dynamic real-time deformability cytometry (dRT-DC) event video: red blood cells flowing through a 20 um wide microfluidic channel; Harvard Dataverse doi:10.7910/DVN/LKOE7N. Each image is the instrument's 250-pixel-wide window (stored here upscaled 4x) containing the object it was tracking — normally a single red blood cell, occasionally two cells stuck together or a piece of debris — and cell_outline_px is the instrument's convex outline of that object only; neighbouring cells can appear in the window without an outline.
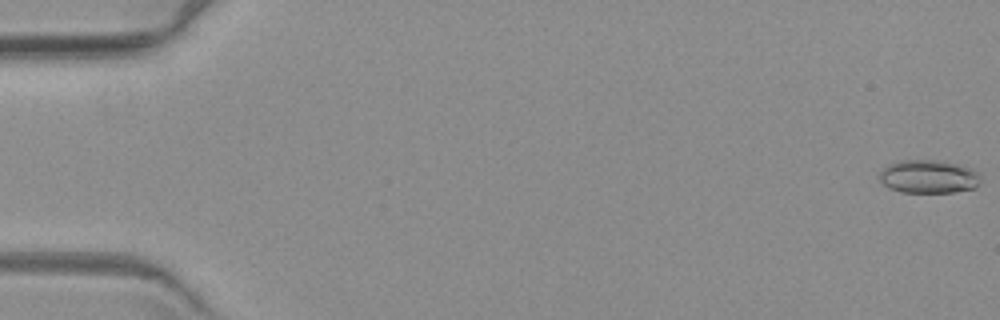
{"species": "common noctule bat (a hibernating species)", "species_latin": "Nyctalus noctula", "temperature_condition": "warm", "stored_images_in_passage": 6, "camera_frame_rate_fps": 3000, "um_per_image_px": 0.085, "animal": {"sex": "female", "body_mass_g": 19.3, "forearm_length_mm": 54.1}, "frame": {"image": 1, "passage_image": 1, "time_ms": 0.0, "image_size_px": [1000, 320], "cell_outline_px": [[980, 180], [972, 188], [952, 192], [900, 192], [888, 188], [880, 180], [880, 172], [884, 168], [900, 160], [932, 160], [960, 164], [976, 172]], "centroid_in_image_um": [78.88, 15.01], "position_along_channel_um": 6.1, "area_um2": 19.19}}
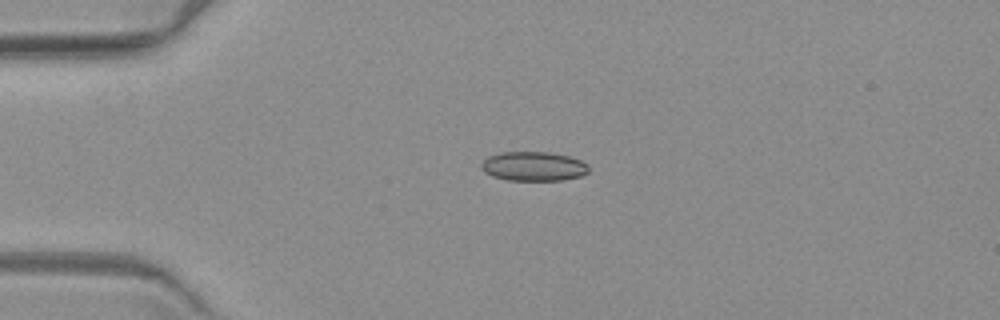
{"frame": {"image": 2, "passage_image": 5, "time_ms": 4.667, "image_size_px": [1000, 320], "cell_outline_px": [[588, 172], [580, 176], [560, 180], [508, 180], [492, 176], [484, 172], [480, 168], [480, 164], [488, 156], [500, 152], [548, 152], [568, 156], [580, 160], [588, 164]], "centroid_in_image_um": [45.31, 14.13], "position_along_channel_um": 39.7, "area_um2": 18.32}}